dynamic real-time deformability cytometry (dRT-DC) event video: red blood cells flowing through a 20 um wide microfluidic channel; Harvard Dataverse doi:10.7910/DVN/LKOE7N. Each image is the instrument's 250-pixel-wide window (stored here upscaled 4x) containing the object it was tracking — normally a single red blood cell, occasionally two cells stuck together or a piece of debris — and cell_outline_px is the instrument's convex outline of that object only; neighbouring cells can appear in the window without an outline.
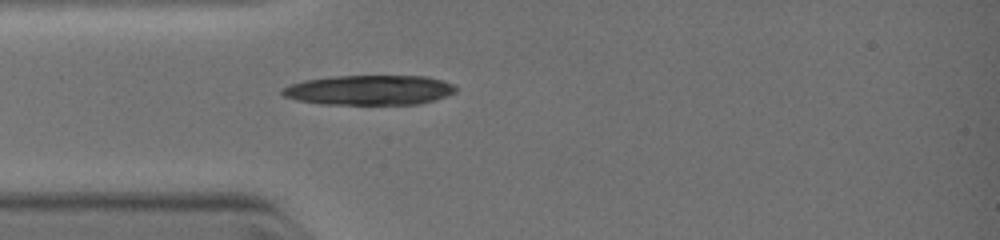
{"species": "common noctule bat (a hibernating species)", "species_latin": "Nyctalus noctula", "temperature_condition": "warm", "stored_images_in_passage": 1, "camera_frame_rate_fps": 3000, "um_per_image_px": 0.085, "animal": {"sex": "female", "body_mass_g": 19.0, "forearm_length_mm": 51.5}, "frame": {"image": 1, "passage_image": 1, "time_ms": 0.0, "image_size_px": [1000, 240], "cell_outline_px": [[456, 92], [432, 100], [416, 104], [320, 104], [296, 100], [284, 96], [280, 92], [280, 88], [288, 84], [304, 80], [328, 76], [428, 76], [452, 84], [456, 88]], "centroid_in_image_um": [31.3, 7.65], "position_along_channel_um": 53.7, "area_um2": 30.23}}